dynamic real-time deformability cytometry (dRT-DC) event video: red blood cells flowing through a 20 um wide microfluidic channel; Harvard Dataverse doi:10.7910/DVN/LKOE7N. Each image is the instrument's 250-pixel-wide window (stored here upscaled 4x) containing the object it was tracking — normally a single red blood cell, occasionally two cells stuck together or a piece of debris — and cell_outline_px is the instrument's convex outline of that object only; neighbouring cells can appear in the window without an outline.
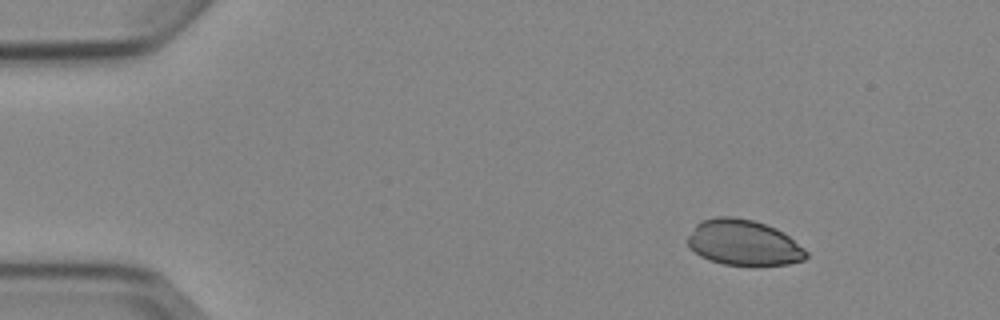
{"species": "Egyptian fruit bat (a non-hibernating species)", "species_latin": "Rousettus aegyptiacus", "temperature_condition": "cold", "stored_images_in_passage": 4, "camera_frame_rate_fps": 3000, "um_per_image_px": 0.085, "animal": {"sex": "female"}, "frame": {"image": 1, "passage_image": 1, "time_ms": 0.0, "image_size_px": [1000, 320], "cell_outline_px": [[808, 256], [804, 260], [788, 264], [724, 264], [708, 260], [700, 256], [688, 244], [688, 236], [696, 224], [700, 220], [716, 216], [732, 216], [752, 220], [776, 228], [784, 232], [804, 248], [808, 252]], "centroid_in_image_um": [63.2, 20.6], "position_along_channel_um": 21.8, "area_um2": 31.27}}
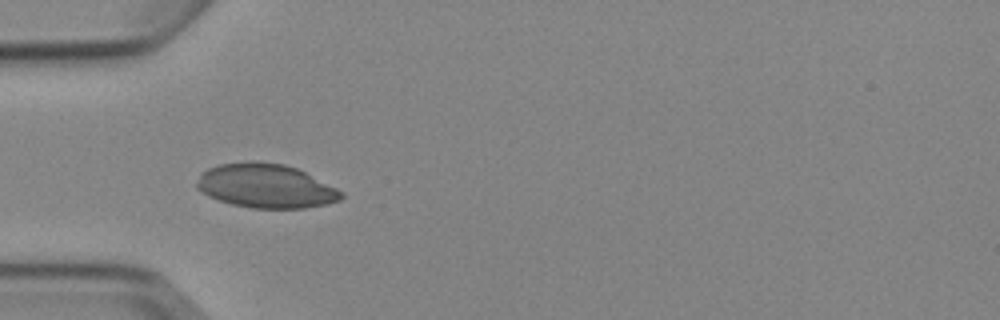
{"frame": {"image": 2, "passage_image": 3, "time_ms": 3.333, "image_size_px": [1000, 320], "cell_outline_px": [[344, 196], [340, 200], [328, 204], [304, 208], [252, 208], [232, 204], [208, 196], [196, 188], [196, 184], [200, 172], [208, 168], [220, 164], [252, 160], [256, 160], [284, 164], [296, 168], [344, 192]], "centroid_in_image_um": [22.57, 15.8], "position_along_channel_um": 62.4, "area_um2": 37.17}}
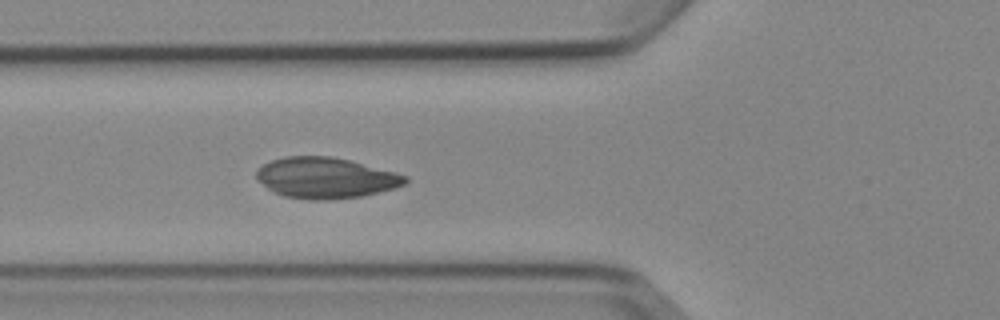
{"frame": {"image": 3, "passage_image": 4, "time_ms": 4.333, "image_size_px": [1000, 320], "cell_outline_px": [[408, 180], [404, 184], [396, 188], [360, 196], [328, 200], [308, 200], [284, 196], [268, 188], [256, 176], [256, 172], [264, 164], [272, 160], [284, 156], [332, 156], [348, 160], [408, 176]], "centroid_in_image_um": [27.68, 15.12], "position_along_channel_um": 98.1, "area_um2": 34.97}}